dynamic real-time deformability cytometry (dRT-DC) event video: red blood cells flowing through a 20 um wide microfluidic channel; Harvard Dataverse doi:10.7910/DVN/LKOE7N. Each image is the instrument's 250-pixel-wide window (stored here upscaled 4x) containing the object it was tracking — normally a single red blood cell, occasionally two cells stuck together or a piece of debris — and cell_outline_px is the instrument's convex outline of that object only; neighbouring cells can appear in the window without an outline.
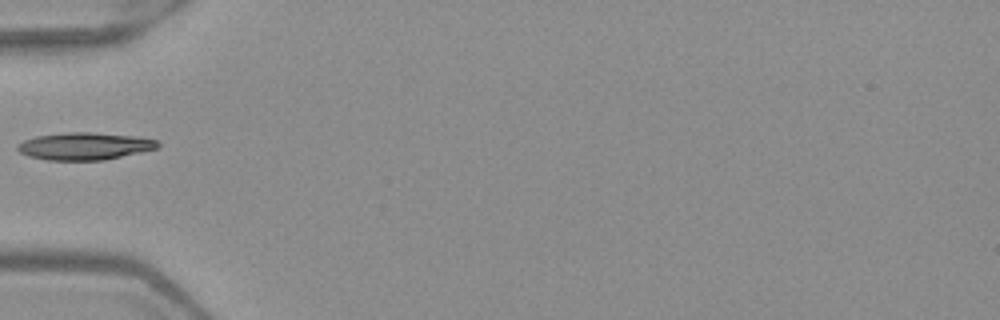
{"species": "Egyptian fruit bat (a non-hibernating species)", "species_latin": "Rousettus aegyptiacus", "temperature_condition": "warm", "stored_images_in_passage": 1, "camera_frame_rate_fps": 3000, "um_per_image_px": 0.085, "frame": {"image": 1, "passage_image": 1, "time_ms": 0.0, "image_size_px": [1000, 320], "cell_outline_px": [[160, 144], [156, 148], [140, 152], [104, 160], [48, 160], [28, 156], [20, 152], [16, 148], [16, 144], [24, 140], [36, 136], [64, 132], [92, 132], [140, 136], [156, 140]], "centroid_in_image_um": [7.17, 12.41], "position_along_channel_um": 77.8, "area_um2": 22.43}}